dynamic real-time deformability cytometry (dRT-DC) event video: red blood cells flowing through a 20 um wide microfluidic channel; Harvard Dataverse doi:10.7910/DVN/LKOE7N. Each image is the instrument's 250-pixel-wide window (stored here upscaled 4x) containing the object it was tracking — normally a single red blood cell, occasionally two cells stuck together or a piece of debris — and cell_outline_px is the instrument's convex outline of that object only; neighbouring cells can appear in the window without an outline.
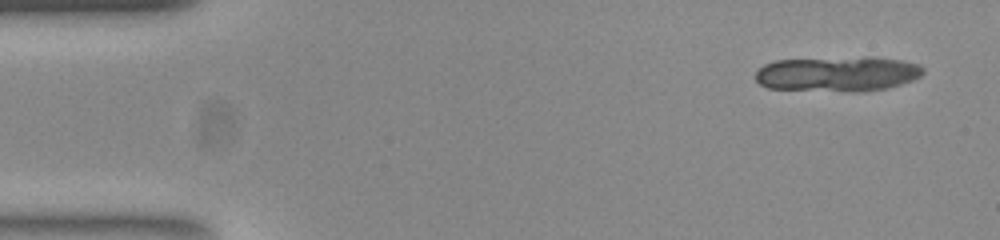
{"species": "common noctule bat (a hibernating species)", "species_latin": "Nyctalus noctula", "temperature_condition": "room temperature", "stored_images_in_passage": 15, "camera_frame_rate_fps": 3000, "um_per_image_px": 0.085, "animal": {"sex": "female", "body_mass_g": 23.0, "forearm_length_mm": 53.4}, "frame": {"image": 1, "passage_image": 1, "time_ms": 0.0, "image_size_px": [1000, 240], "cell_outline_px": [[924, 72], [920, 76], [912, 80], [888, 88], [860, 92], [848, 92], [768, 88], [760, 84], [756, 80], [756, 72], [764, 64], [776, 60], [900, 60], [916, 64], [924, 68]], "centroid_in_image_um": [71.15, 6.35], "position_along_channel_um": 13.9, "area_um2": 32.71}}